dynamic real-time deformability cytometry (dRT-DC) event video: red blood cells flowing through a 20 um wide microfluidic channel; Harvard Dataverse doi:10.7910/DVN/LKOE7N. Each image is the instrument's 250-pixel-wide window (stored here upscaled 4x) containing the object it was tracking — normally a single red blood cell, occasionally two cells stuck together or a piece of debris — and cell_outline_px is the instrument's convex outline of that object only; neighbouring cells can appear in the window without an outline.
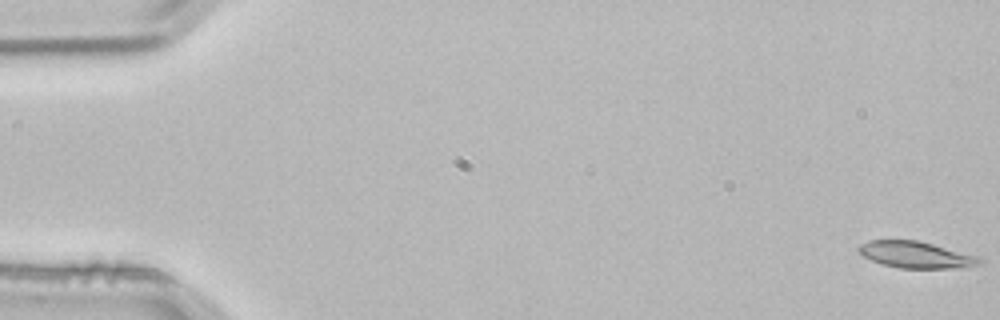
{"species": "common noctule bat (a hibernating species)", "species_latin": "Nyctalus noctula", "temperature_condition": "room temperature", "stored_images_in_passage": 4, "camera_frame_rate_fps": 3000, "um_per_image_px": 0.085, "animal": {"sex": "male", "body_mass_g": 21.5, "forearm_length_mm": 52.0}, "frame": {"image": 1, "passage_image": 1, "time_ms": 0.0, "image_size_px": [1000, 320], "cell_outline_px": [[984, 264], [968, 268], [900, 268], [884, 264], [872, 260], [864, 256], [856, 248], [860, 244], [868, 240], [916, 240], [980, 256], [984, 260]], "centroid_in_image_um": [77.95, 21.66], "position_along_channel_um": 7.1, "area_um2": 18.9}}
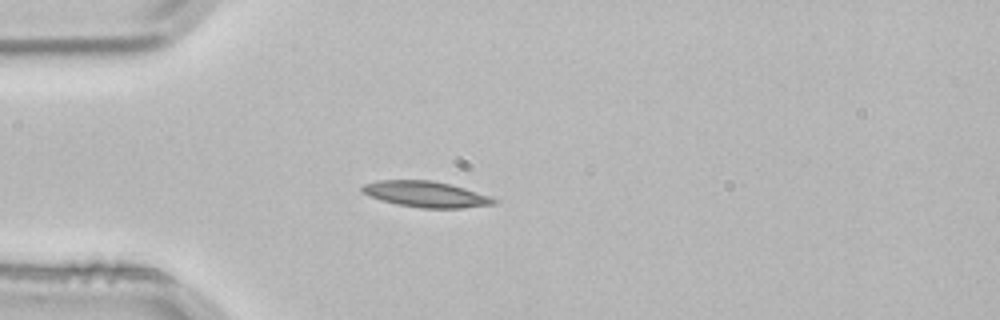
{"frame": {"image": 2, "passage_image": 4, "time_ms": 1.0, "image_size_px": [1000, 320], "cell_outline_px": [[496, 204], [460, 208], [420, 208], [380, 200], [368, 196], [360, 188], [364, 184], [376, 180], [432, 180], [464, 188], [488, 196], [496, 200]], "centroid_in_image_um": [36.15, 16.5], "position_along_channel_um": 48.9, "area_um2": 19.65}}